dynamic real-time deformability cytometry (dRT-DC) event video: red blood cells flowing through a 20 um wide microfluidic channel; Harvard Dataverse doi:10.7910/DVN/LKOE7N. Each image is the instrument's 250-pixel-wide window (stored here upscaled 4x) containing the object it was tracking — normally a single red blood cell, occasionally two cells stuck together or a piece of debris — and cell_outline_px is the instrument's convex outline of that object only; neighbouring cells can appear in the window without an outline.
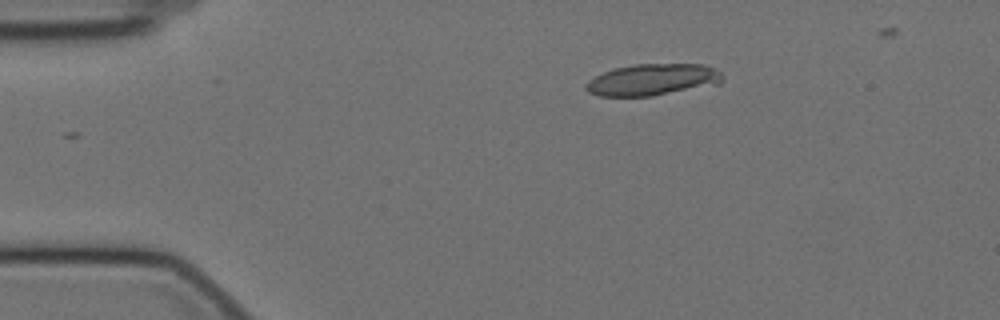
{"species": "Egyptian fruit bat (a non-hibernating species)", "species_latin": "Rousettus aegyptiacus", "temperature_condition": "cold", "stored_images_in_passage": 7, "camera_frame_rate_fps": 3000, "um_per_image_px": 0.085, "animal": {"sex": "female"}, "frame": {"image": 1, "passage_image": 1, "time_ms": 0.0, "image_size_px": [1000, 320], "cell_outline_px": [[724, 80], [720, 84], [652, 96], [600, 96], [588, 92], [584, 88], [584, 84], [588, 80], [604, 72], [616, 68], [632, 64], [704, 64], [720, 72], [724, 76]], "centroid_in_image_um": [55.48, 6.78], "position_along_channel_um": 29.5, "area_um2": 25.26}}